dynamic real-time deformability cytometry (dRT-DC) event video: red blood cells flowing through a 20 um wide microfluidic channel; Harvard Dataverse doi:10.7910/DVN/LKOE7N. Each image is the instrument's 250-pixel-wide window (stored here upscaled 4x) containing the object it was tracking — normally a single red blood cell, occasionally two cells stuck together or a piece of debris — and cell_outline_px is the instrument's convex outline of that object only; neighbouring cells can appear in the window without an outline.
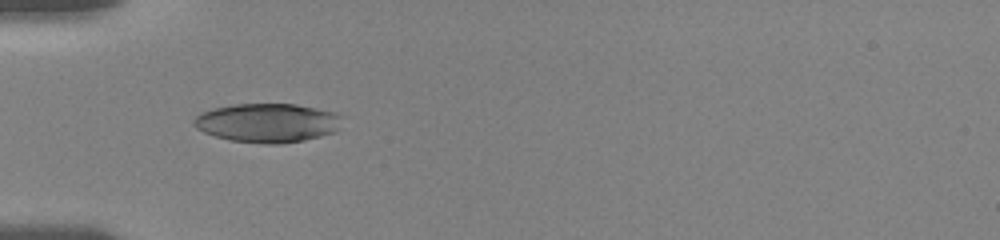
{"species": "human", "species_latin": "Homo sapiens", "temperature_condition": "room temperature", "stored_images_in_passage": 38, "camera_frame_rate_fps": 3000, "um_per_image_px": 0.085, "donor": {"sex": "female"}, "frame": {"image": 1, "passage_image": 1, "time_ms": 0.0, "image_size_px": [1000, 240], "cell_outline_px": [[340, 116], [336, 132], [304, 140], [280, 144], [264, 144], [228, 140], [204, 132], [196, 128], [192, 124], [192, 120], [200, 112], [212, 108], [232, 104], [296, 104], [332, 112]], "centroid_in_image_um": [22.65, 10.44], "position_along_channel_um": 62.3, "area_um2": 33.64}}
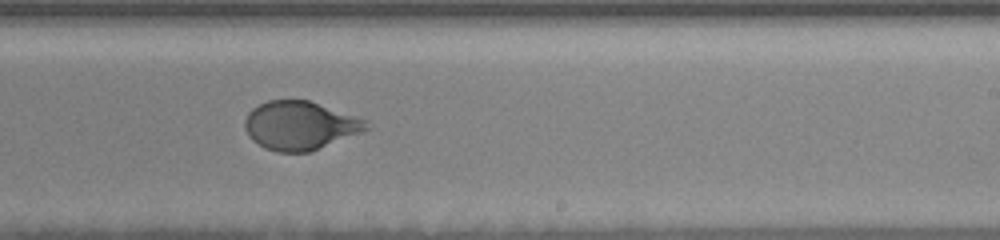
{"frame": {"image": 2, "passage_image": 18, "time_ms": 5.667, "image_size_px": [1000, 240], "cell_outline_px": [[372, 128], [364, 132], [308, 152], [276, 152], [264, 148], [252, 140], [248, 136], [244, 128], [244, 120], [248, 112], [252, 108], [268, 100], [308, 100], [368, 120]], "centroid_in_image_um": [25.51, 10.67], "position_along_channel_um": 263.5, "area_um2": 34.68}}
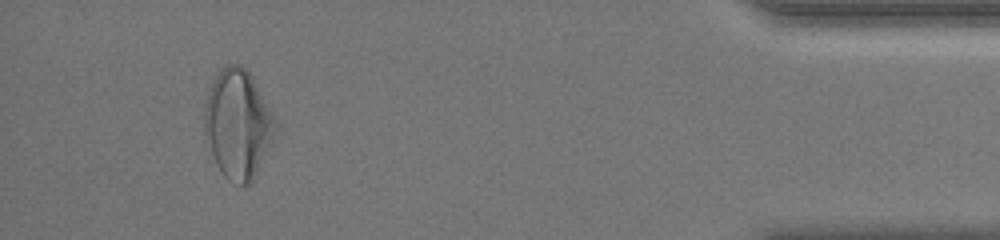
{"frame": {"image": 3, "passage_image": 35, "time_ms": 11.333, "image_size_px": [1000, 240], "cell_outline_px": [[276, 136], [272, 144], [252, 180], [248, 184], [232, 184], [220, 172], [216, 164], [204, 136], [204, 108], [208, 92], [216, 76], [228, 64], [240, 64], [252, 76], [276, 120]], "centroid_in_image_um": [20.22, 10.58], "position_along_channel_um": 415.0, "area_um2": 44.85}, "authors_computed_cell_mechanics": {"area_um2": 34.5355, "velocity_mm_per_s": 3.617, "shape_relaxation_time_tau1_ms": 3.0206, "shape_relaxation_time_tau2_ms": null, "deformation_change_tau1": 0.16, "deformation_change_tau2": null}}